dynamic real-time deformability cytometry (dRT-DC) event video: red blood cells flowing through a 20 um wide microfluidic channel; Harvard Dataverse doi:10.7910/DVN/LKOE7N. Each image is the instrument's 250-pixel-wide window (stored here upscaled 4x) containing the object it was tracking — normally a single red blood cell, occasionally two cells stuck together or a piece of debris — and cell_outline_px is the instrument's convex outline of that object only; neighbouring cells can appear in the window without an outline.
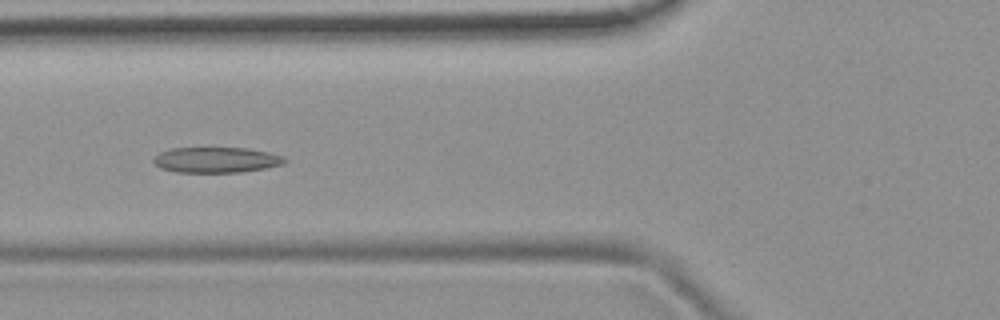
{"species": "common noctule bat (a hibernating species)", "species_latin": "Nyctalus noctula", "temperature_condition": "room temperature", "stored_images_in_passage": 8, "camera_frame_rate_fps": 3000, "um_per_image_px": 0.085, "animal": {"sex": "female", "body_mass_g": 19.9}, "frame": {"image": 1, "passage_image": 6, "time_ms": 5.667, "image_size_px": [1000, 320], "cell_outline_px": [[288, 160], [284, 164], [264, 168], [240, 172], [176, 172], [160, 168], [152, 160], [152, 156], [160, 152], [172, 148], [248, 148], [268, 152], [284, 156]], "centroid_in_image_um": [18.37, 13.59], "position_along_channel_um": 107.4, "area_um2": 19.59}}
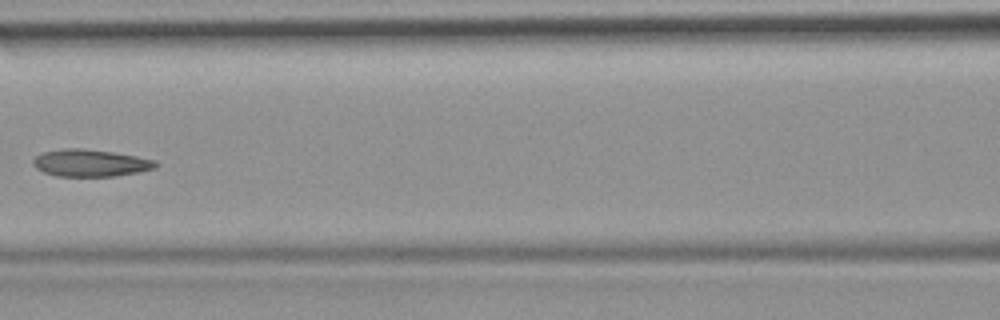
{"frame": {"image": 2, "passage_image": 7, "time_ms": 7.0, "image_size_px": [1000, 320], "cell_outline_px": [[160, 164], [156, 168], [140, 172], [116, 176], [56, 176], [44, 172], [36, 168], [32, 164], [32, 160], [40, 152], [64, 148], [80, 148], [112, 152], [136, 156], [156, 160]], "centroid_in_image_um": [7.69, 13.85], "position_along_channel_um": 158.9, "area_um2": 19.59}}
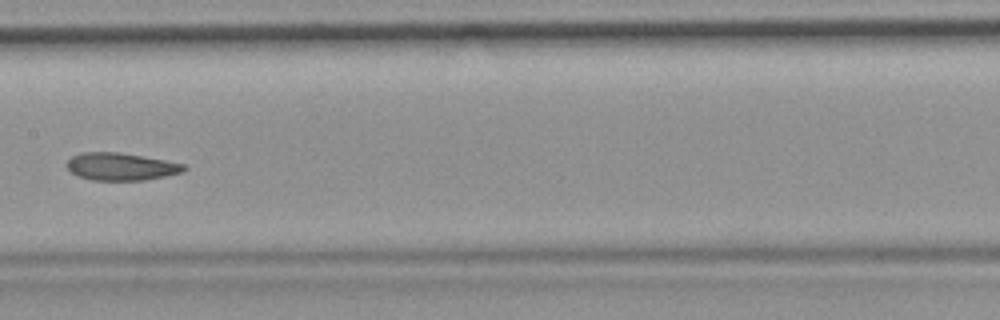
{"frame": {"image": 3, "passage_image": 8, "time_ms": 8.0, "image_size_px": [1000, 320], "cell_outline_px": [[188, 168], [184, 172], [144, 180], [92, 180], [80, 176], [72, 172], [64, 164], [72, 156], [80, 152], [120, 152], [164, 160], [184, 164]], "centroid_in_image_um": [10.28, 14.15], "position_along_channel_um": 197.1, "area_um2": 18.73}}